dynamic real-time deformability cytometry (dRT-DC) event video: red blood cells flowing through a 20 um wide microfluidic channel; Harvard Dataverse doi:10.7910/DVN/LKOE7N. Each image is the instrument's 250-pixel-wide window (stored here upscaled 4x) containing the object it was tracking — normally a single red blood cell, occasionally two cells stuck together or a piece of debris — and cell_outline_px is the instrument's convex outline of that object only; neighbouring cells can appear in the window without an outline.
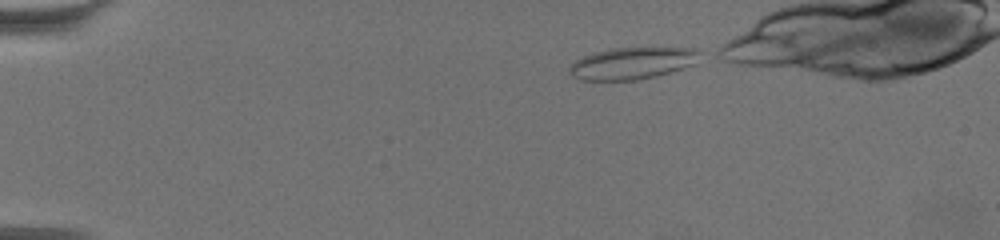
{"species": "common noctule bat (a hibernating species)", "species_latin": "Nyctalus noctula", "temperature_condition": "warm", "stored_images_in_passage": 46, "camera_frame_rate_fps": 3000, "um_per_image_px": 0.085, "animal": {"sex": "female", "body_mass_g": 19.5, "forearm_length_mm": 54.1}, "frame": {"image": 1, "passage_image": 1, "time_ms": 0.0, "image_size_px": [1000, 240], "cell_outline_px": [[700, 52], [692, 64], [656, 76], [636, 80], [580, 80], [572, 76], [568, 72], [568, 68], [576, 60], [584, 56], [608, 48], [692, 48]], "centroid_in_image_um": [53.65, 5.38], "position_along_channel_um": 31.4, "area_um2": 23.76}}
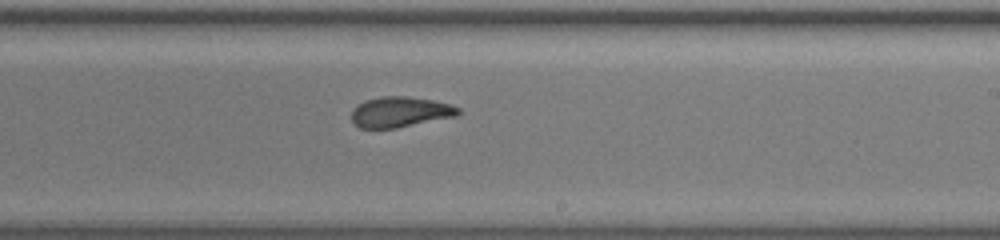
{"frame": {"image": 2, "passage_image": 28, "time_ms": 9.0, "image_size_px": [1000, 240], "cell_outline_px": [[460, 112], [456, 116], [396, 128], [360, 128], [352, 120], [352, 112], [364, 100], [384, 96], [404, 96], [432, 100], [448, 104], [460, 108]], "centroid_in_image_um": [34.02, 9.52], "position_along_channel_um": 255.0, "area_um2": 18.61}}
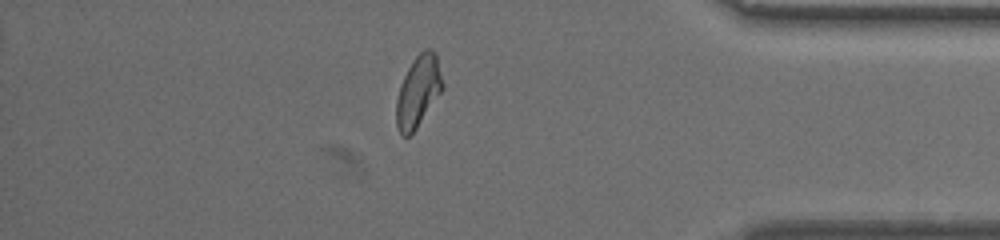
{"frame": {"image": 3, "passage_image": 43, "time_ms": 14.0, "image_size_px": [1000, 240], "cell_outline_px": [[444, 88], [416, 128], [408, 136], [400, 136], [396, 124], [396, 100], [400, 84], [412, 60], [424, 48], [432, 48], [436, 52], [444, 84]], "centroid_in_image_um": [35.55, 7.73], "position_along_channel_um": 399.6, "area_um2": 19.36}}